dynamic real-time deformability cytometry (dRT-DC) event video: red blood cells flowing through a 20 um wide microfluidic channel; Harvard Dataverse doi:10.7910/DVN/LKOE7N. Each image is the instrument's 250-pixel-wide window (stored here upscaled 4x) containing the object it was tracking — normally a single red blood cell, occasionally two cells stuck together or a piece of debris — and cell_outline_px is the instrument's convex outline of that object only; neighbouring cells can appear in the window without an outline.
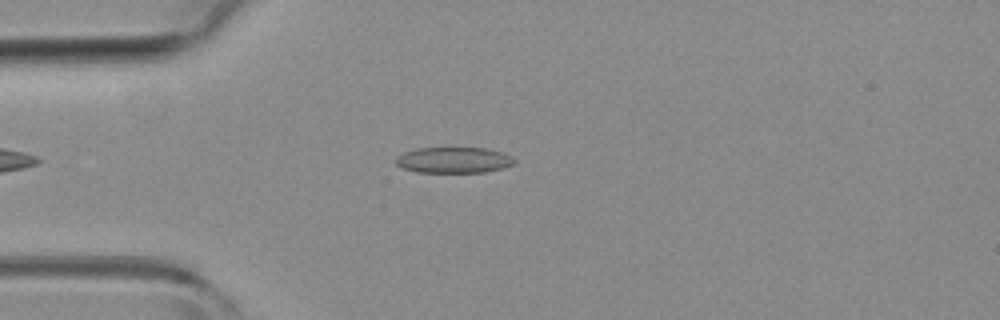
{"species": "common noctule bat (a hibernating species)", "species_latin": "Nyctalus noctula", "temperature_condition": "room temperature", "stored_images_in_passage": 43, "camera_frame_rate_fps": 3000, "um_per_image_px": 0.085, "animal": {"sex": "female", "body_mass_g": 19.3, "forearm_length_mm": 54.1}, "frame": {"image": 1, "passage_image": 8, "time_ms": 2.333, "image_size_px": [1000, 320], "cell_outline_px": [[516, 160], [512, 164], [504, 168], [484, 172], [416, 172], [400, 168], [396, 164], [396, 156], [404, 152], [416, 148], [488, 148], [512, 156]], "centroid_in_image_um": [38.54, 13.61], "position_along_channel_um": 46.5, "area_um2": 17.98}}
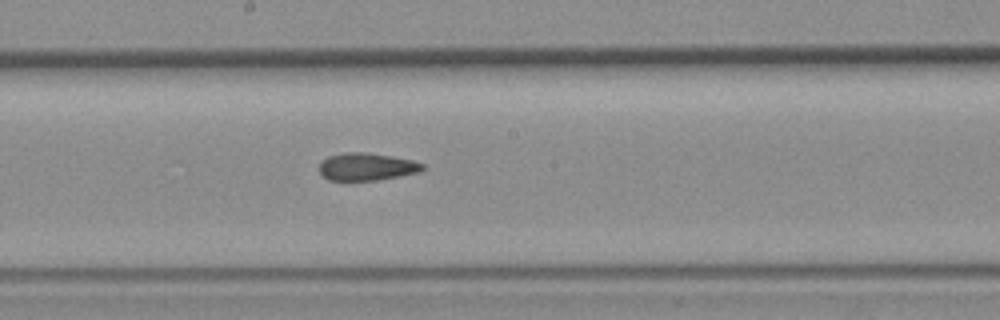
{"frame": {"image": 2, "passage_image": 22, "time_ms": 7.0, "image_size_px": [1000, 320], "cell_outline_px": [[424, 168], [420, 172], [400, 176], [376, 180], [328, 180], [320, 172], [320, 160], [328, 156], [344, 152], [364, 152], [392, 156], [412, 160], [424, 164]], "centroid_in_image_um": [31.16, 14.16], "position_along_channel_um": 217.0, "area_um2": 16.59}}
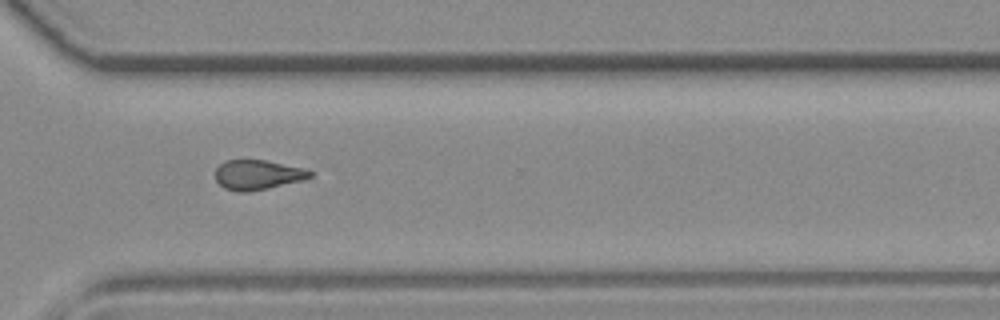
{"frame": {"image": 3, "passage_image": 32, "time_ms": 10.333, "image_size_px": [1000, 320], "cell_outline_px": [[312, 176], [304, 180], [268, 188], [248, 192], [236, 192], [224, 188], [216, 180], [216, 168], [224, 160], [264, 160], [304, 168], [312, 172]], "centroid_in_image_um": [21.89, 14.86], "position_along_channel_um": 348.7, "area_um2": 16.42}, "authors_computed_cell_mechanics": {"area_um2": 17.2822, "velocity_mm_per_s": 3.9577, "shape_relaxation_time_tau1_ms": null, "shape_relaxation_time_tau2_ms": 2.9334, "deformation_change_tau1": null, "deformation_change_tau2": 0.1054}}